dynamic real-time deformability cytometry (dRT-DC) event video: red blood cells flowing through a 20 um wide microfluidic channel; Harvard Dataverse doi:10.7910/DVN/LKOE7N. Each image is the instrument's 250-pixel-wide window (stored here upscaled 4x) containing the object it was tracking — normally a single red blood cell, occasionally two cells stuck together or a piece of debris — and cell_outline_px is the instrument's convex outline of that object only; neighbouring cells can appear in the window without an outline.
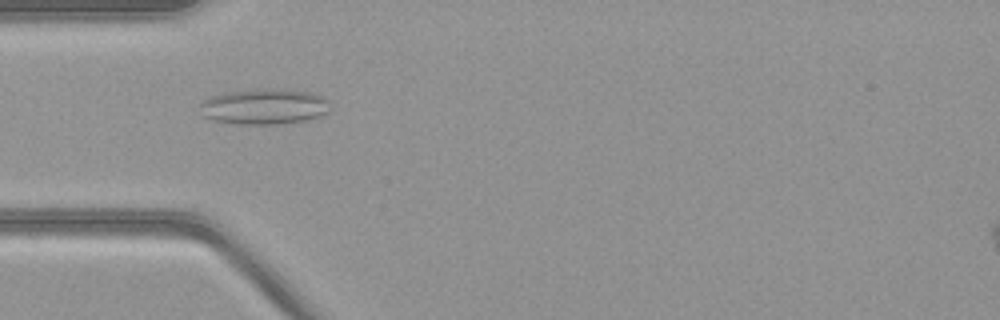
{"species": "common noctule bat (a hibernating species)", "species_latin": "Nyctalus noctula", "temperature_condition": "warm", "stored_images_in_passage": 52, "camera_frame_rate_fps": 3000, "um_per_image_px": 0.085, "animal": {"sex": "female", "body_mass_g": 21.9}, "frame": {"image": 1, "passage_image": 16, "time_ms": 5.0, "image_size_px": [1000, 320], "cell_outline_px": [[332, 108], [328, 112], [320, 116], [308, 120], [280, 124], [232, 124], [212, 120], [204, 116], [200, 104], [208, 96], [224, 92], [256, 88], [280, 88], [308, 92], [320, 96], [328, 100]], "centroid_in_image_um": [22.47, 9.05], "position_along_channel_um": 62.5, "area_um2": 27.57}}
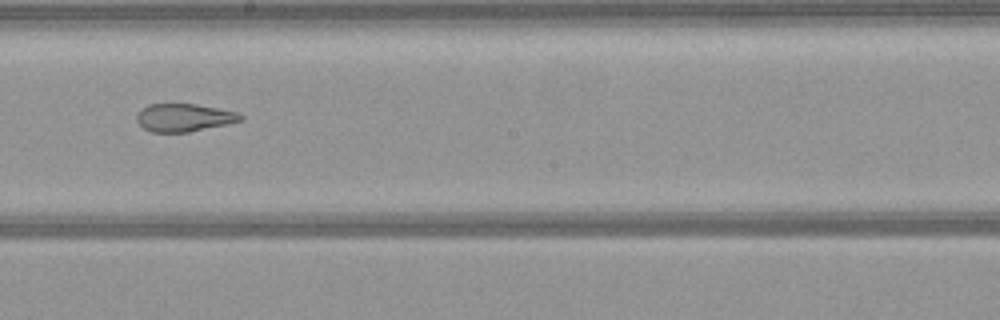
{"frame": {"image": 2, "passage_image": 29, "time_ms": 9.333, "image_size_px": [1000, 320], "cell_outline_px": [[244, 120], [188, 132], [152, 132], [144, 128], [136, 120], [136, 116], [148, 104], [196, 104], [240, 112], [244, 116]], "centroid_in_image_um": [15.69, 9.99], "position_along_channel_um": 232.5, "area_um2": 16.76}}
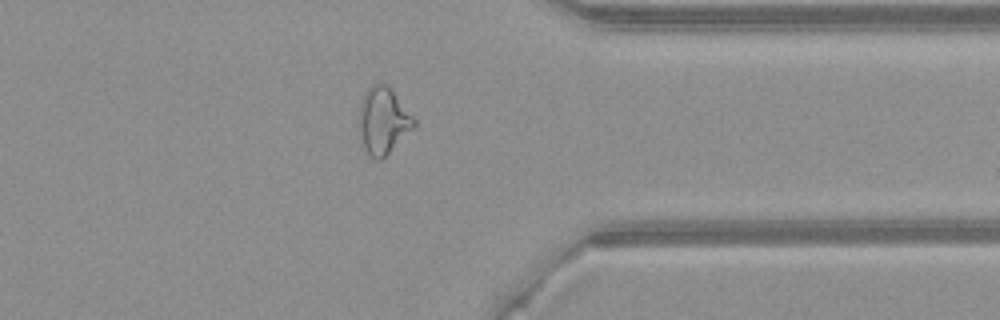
{"frame": {"image": 3, "passage_image": 41, "time_ms": 13.333, "image_size_px": [1000, 320], "cell_outline_px": [[416, 128], [380, 160], [376, 160], [368, 156], [360, 144], [360, 100], [364, 92], [372, 84], [384, 84], [392, 88], [416, 120]], "centroid_in_image_um": [32.58, 10.28], "position_along_channel_um": 378.8, "area_um2": 21.73}}